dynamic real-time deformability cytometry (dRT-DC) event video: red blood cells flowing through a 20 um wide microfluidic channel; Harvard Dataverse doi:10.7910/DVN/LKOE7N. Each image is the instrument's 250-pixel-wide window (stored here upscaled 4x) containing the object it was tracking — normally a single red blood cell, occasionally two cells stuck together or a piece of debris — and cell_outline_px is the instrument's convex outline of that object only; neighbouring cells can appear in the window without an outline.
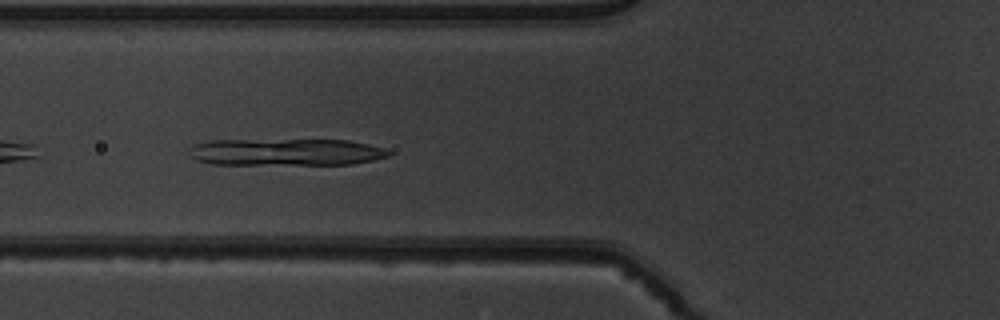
{"species": "common noctule bat (a hibernating species)", "species_latin": "Nyctalus noctula", "temperature_condition": "warm", "stored_images_in_passage": 13, "camera_frame_rate_fps": 3000, "um_per_image_px": 0.085, "animal": {"sex": "male", "body_mass_g": 19.5, "forearm_length_mm": 54.6}, "frame": {"image": 1, "passage_image": 4, "time_ms": 1.0, "image_size_px": [1000, 320], "cell_outline_px": [[392, 152], [388, 156], [372, 160], [352, 164], [212, 164], [196, 160], [192, 156], [188, 148], [196, 144], [212, 140], [348, 140], [368, 144], [384, 148]], "centroid_in_image_um": [24.31, 12.92], "position_along_channel_um": 101.5, "area_um2": 31.21}}
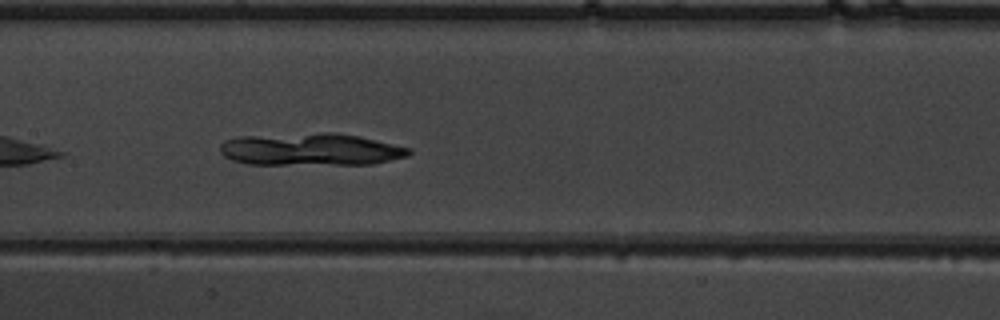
{"frame": {"image": 2, "passage_image": 10, "time_ms": 3.0, "image_size_px": [1000, 320], "cell_outline_px": [[412, 152], [408, 156], [372, 164], [248, 164], [232, 160], [224, 156], [220, 152], [220, 144], [224, 140], [236, 136], [324, 132], [336, 132], [356, 136], [412, 148]], "centroid_in_image_um": [26.37, 12.69], "position_along_channel_um": 181.0, "area_um2": 35.78}}